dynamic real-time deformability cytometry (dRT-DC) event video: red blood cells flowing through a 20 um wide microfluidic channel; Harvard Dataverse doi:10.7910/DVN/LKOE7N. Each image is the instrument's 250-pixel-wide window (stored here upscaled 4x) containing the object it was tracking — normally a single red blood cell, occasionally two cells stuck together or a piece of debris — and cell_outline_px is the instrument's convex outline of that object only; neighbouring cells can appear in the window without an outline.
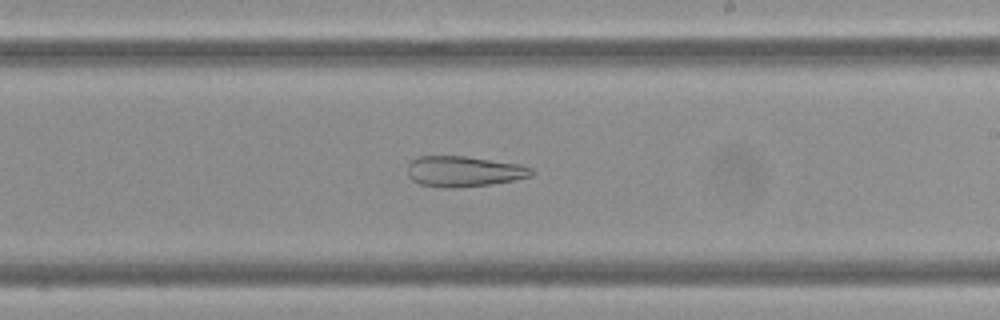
{"species": "Egyptian fruit bat (a non-hibernating species)", "species_latin": "Rousettus aegyptiacus", "temperature_condition": "cold", "stored_images_in_passage": 58, "camera_frame_rate_fps": 3000, "um_per_image_px": 0.085, "frame": {"image": 1, "passage_image": 34, "time_ms": 11.0, "image_size_px": [1000, 320], "cell_outline_px": [[536, 172], [532, 176], [512, 180], [488, 184], [452, 188], [448, 188], [420, 184], [412, 180], [408, 176], [408, 164], [416, 156], [464, 156], [520, 164], [532, 168]], "centroid_in_image_um": [39.42, 14.56], "position_along_channel_um": 249.6, "area_um2": 22.02}}